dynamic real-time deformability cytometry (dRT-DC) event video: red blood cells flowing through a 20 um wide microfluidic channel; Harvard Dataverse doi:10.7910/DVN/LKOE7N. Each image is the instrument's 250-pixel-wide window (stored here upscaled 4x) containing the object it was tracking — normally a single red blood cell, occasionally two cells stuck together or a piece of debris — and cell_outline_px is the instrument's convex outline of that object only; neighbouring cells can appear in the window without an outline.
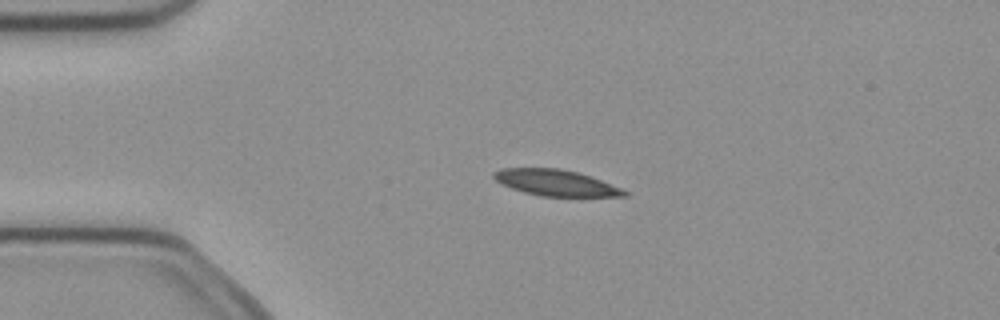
{"species": "common noctule bat (a hibernating species)", "species_latin": "Nyctalus noctula", "temperature_condition": "cold", "stored_images_in_passage": 5, "camera_frame_rate_fps": 3000, "um_per_image_px": 0.085, "animal": {"sex": "female", "body_mass_g": 21.9}, "frame": {"image": 1, "passage_image": 3, "time_ms": 0.667, "image_size_px": [1000, 320], "cell_outline_px": [[628, 196], [540, 196], [524, 192], [500, 184], [492, 176], [492, 172], [500, 168], [560, 168], [592, 176], [620, 188], [628, 192]], "centroid_in_image_um": [47.2, 15.52], "position_along_channel_um": 37.8, "area_um2": 19.83}}